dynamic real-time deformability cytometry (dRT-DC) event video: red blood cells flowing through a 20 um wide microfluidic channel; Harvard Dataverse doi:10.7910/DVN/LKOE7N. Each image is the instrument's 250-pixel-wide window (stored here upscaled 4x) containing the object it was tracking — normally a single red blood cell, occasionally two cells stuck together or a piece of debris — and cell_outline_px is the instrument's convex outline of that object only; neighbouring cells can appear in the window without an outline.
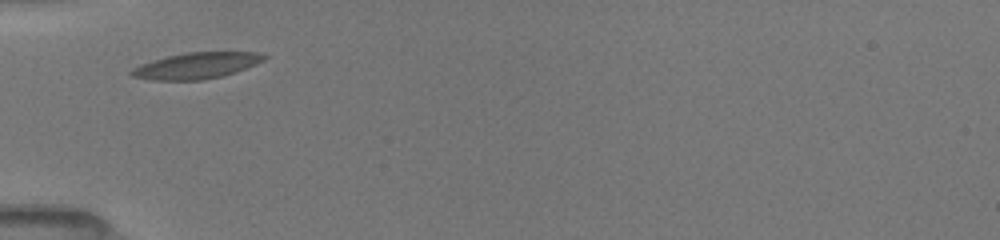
{"species": "common noctule bat (a hibernating species)", "species_latin": "Nyctalus noctula", "temperature_condition": "room temperature", "stored_images_in_passage": 14, "camera_frame_rate_fps": 3000, "um_per_image_px": 0.085, "animal": {"sex": "female", "body_mass_g": 19.5, "forearm_length_mm": 54.1}, "frame": {"image": 1, "passage_image": 1, "time_ms": 0.0, "image_size_px": [1000, 240], "cell_outline_px": [[268, 56], [264, 60], [236, 72], [204, 80], [152, 80], [132, 76], [128, 72], [132, 68], [140, 64], [168, 56], [188, 52], [260, 52]], "centroid_in_image_um": [16.69, 5.58], "position_along_channel_um": 68.3, "area_um2": 20.11}}
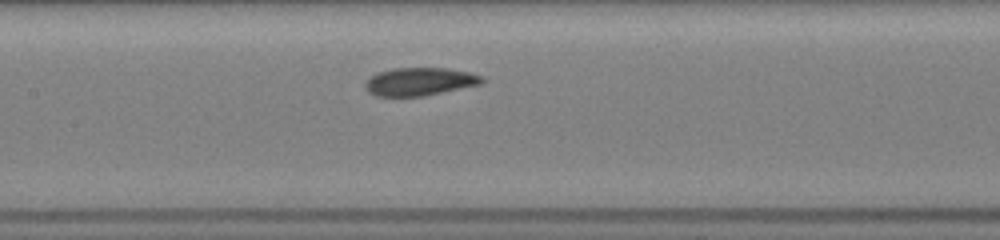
{"frame": {"image": 2, "passage_image": 8, "time_ms": 2.667, "image_size_px": [1000, 240], "cell_outline_px": [[484, 80], [480, 84], [424, 96], [376, 96], [368, 92], [364, 88], [364, 84], [372, 76], [380, 72], [392, 68], [448, 68], [468, 72], [484, 76]], "centroid_in_image_um": [35.67, 6.93], "position_along_channel_um": 171.7, "area_um2": 18.96}}
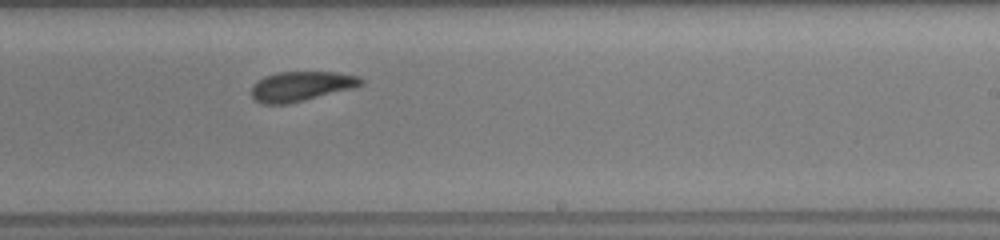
{"frame": {"image": 3, "passage_image": 14, "time_ms": 5.0, "image_size_px": [1000, 240], "cell_outline_px": [[364, 84], [352, 88], [288, 104], [260, 104], [252, 96], [252, 88], [264, 76], [276, 72], [336, 72], [360, 76], [364, 80]], "centroid_in_image_um": [25.62, 7.32], "position_along_channel_um": 263.4, "area_um2": 18.84}}